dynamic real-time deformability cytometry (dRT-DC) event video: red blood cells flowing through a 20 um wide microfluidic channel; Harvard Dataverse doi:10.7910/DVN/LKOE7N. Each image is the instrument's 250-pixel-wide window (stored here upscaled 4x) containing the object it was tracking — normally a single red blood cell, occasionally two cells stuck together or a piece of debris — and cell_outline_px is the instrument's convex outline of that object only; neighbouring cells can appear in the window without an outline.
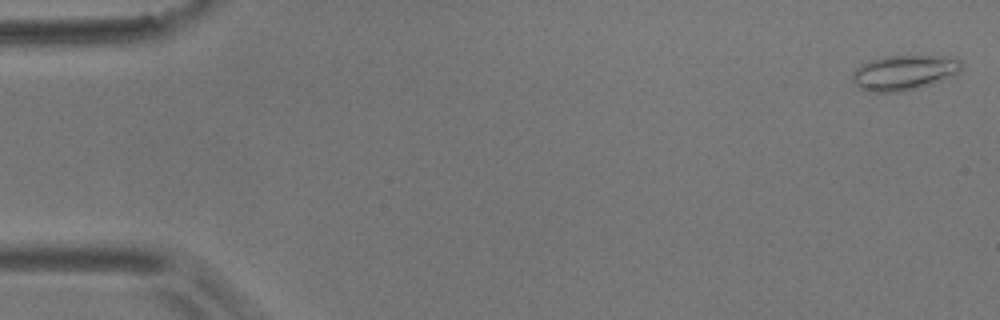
{"species": "common noctule bat (a hibernating species)", "species_latin": "Nyctalus noctula", "temperature_condition": "room temperature", "stored_images_in_passage": 5, "camera_frame_rate_fps": 3000, "um_per_image_px": 0.085, "animal": {"sex": "male", "body_mass_g": 17.9}, "frame": {"image": 1, "passage_image": 1, "time_ms": 0.0, "image_size_px": [1000, 320], "cell_outline_px": [[964, 64], [956, 72], [932, 84], [920, 88], [900, 92], [868, 92], [860, 88], [852, 80], [852, 72], [860, 64], [884, 56], [956, 56]], "centroid_in_image_um": [76.82, 6.17], "position_along_channel_um": 8.2, "area_um2": 22.31}}